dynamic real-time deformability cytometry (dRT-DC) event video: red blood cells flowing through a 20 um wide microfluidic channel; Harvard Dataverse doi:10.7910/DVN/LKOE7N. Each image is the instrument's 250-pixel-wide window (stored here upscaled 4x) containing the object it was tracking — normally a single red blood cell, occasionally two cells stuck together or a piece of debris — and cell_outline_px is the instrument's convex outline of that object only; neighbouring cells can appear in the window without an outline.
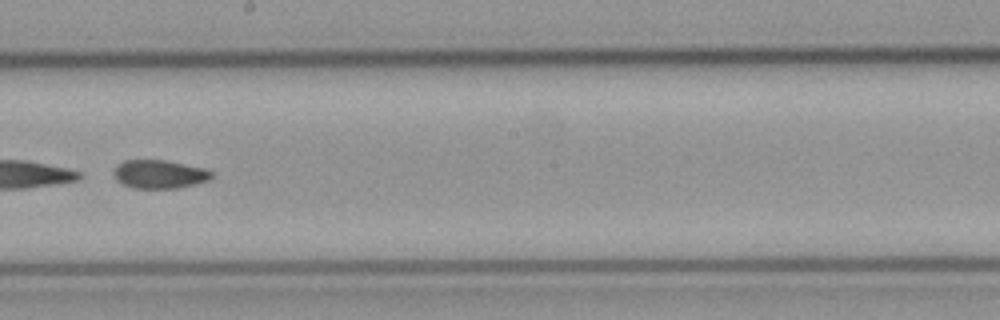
{"species": "common noctule bat (a hibernating species)", "species_latin": "Nyctalus noctula", "temperature_condition": "cold", "stored_images_in_passage": 50, "segment_of_instrument_passage": [2, 2], "camera_frame_rate_fps": 3000, "um_per_image_px": 0.085, "animal": {"sex": "male", "body_mass_g": 23.1, "forearm_length_mm": 52.7}, "frame": {"image": 1, "passage_image": 27, "time_ms": 8.667, "image_size_px": [1000, 320], "cell_outline_px": [[212, 176], [208, 180], [196, 184], [180, 188], [132, 188], [116, 180], [112, 172], [116, 164], [124, 160], [164, 160], [204, 168], [212, 172]], "centroid_in_image_um": [13.51, 14.8], "position_along_channel_um": 234.7, "area_um2": 16.3}}